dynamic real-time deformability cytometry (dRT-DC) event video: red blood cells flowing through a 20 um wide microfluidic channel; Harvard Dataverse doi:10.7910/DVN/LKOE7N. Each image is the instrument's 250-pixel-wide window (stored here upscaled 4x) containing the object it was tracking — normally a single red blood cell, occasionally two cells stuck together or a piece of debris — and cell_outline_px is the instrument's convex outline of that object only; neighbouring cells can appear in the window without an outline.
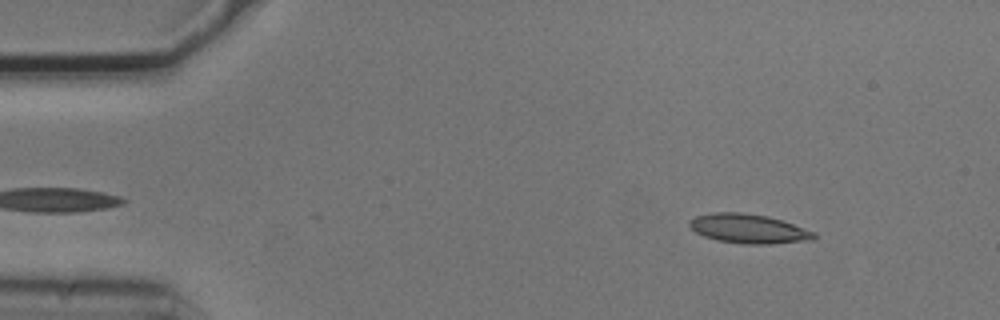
{"species": "common noctule bat (a hibernating species)", "species_latin": "Nyctalus noctula", "temperature_condition": "cold", "stored_images_in_passage": 53, "camera_frame_rate_fps": 3000, "um_per_image_px": 0.085, "animal": {"sex": "male", "body_mass_g": 20.5, "forearm_length_mm": 52.5}, "frame": {"image": 1, "passage_image": 6, "time_ms": 1.667, "image_size_px": [1000, 320], "cell_outline_px": [[816, 236], [812, 240], [768, 244], [744, 244], [716, 240], [704, 236], [696, 232], [688, 224], [688, 220], [696, 216], [712, 212], [744, 212], [768, 216], [816, 232]], "centroid_in_image_um": [63.6, 19.43], "position_along_channel_um": 21.4, "area_um2": 21.27}}
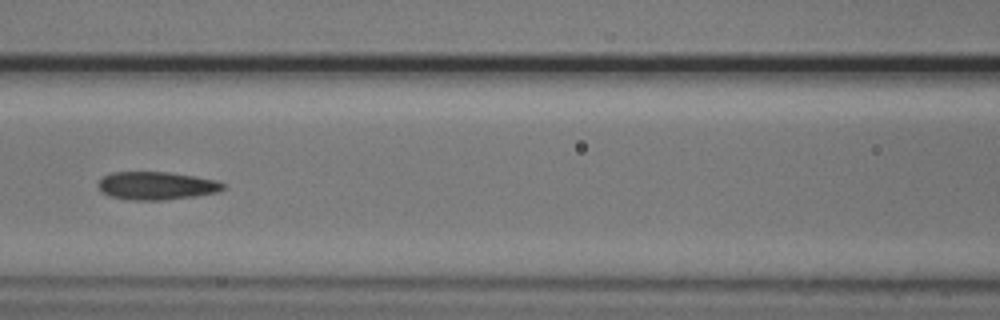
{"frame": {"image": 2, "passage_image": 23, "time_ms": 7.333, "image_size_px": [1000, 320], "cell_outline_px": [[228, 184], [224, 188], [216, 192], [192, 196], [160, 200], [136, 200], [112, 196], [100, 192], [96, 184], [104, 176], [112, 172], [168, 172], [196, 176], [216, 180]], "centroid_in_image_um": [13.29, 15.77], "position_along_channel_um": 153.3, "area_um2": 20.29}}
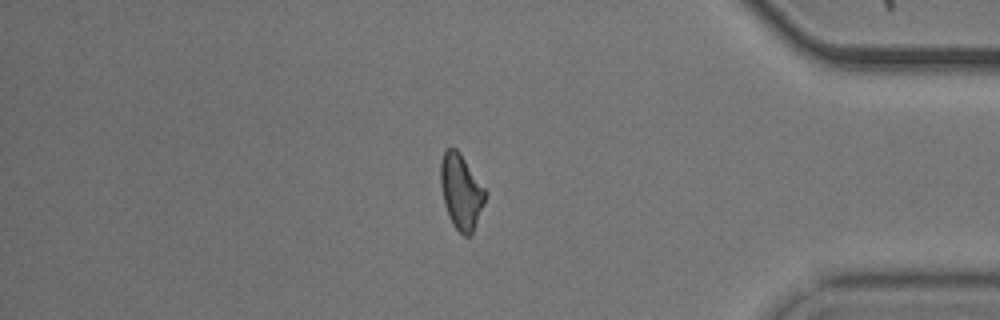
{"frame": {"image": 3, "passage_image": 45, "time_ms": 14.667, "image_size_px": [1000, 320], "cell_outline_px": [[488, 192], [484, 204], [472, 232], [468, 236], [464, 236], [452, 224], [448, 216], [444, 204], [440, 184], [440, 164], [444, 152], [448, 148], [456, 148], [460, 152]], "centroid_in_image_um": [39.19, 16.27], "position_along_channel_um": 396.0, "area_um2": 19.59}, "authors_computed_cell_mechanics": {"area_um2": 20.23, "velocity_mm_per_s": 3.714, "shape_relaxation_time_tau1_ms": null, "shape_relaxation_time_tau2_ms": 3.8137, "deformation_change_tau1": null, "deformation_change_tau2": 0.1062}}